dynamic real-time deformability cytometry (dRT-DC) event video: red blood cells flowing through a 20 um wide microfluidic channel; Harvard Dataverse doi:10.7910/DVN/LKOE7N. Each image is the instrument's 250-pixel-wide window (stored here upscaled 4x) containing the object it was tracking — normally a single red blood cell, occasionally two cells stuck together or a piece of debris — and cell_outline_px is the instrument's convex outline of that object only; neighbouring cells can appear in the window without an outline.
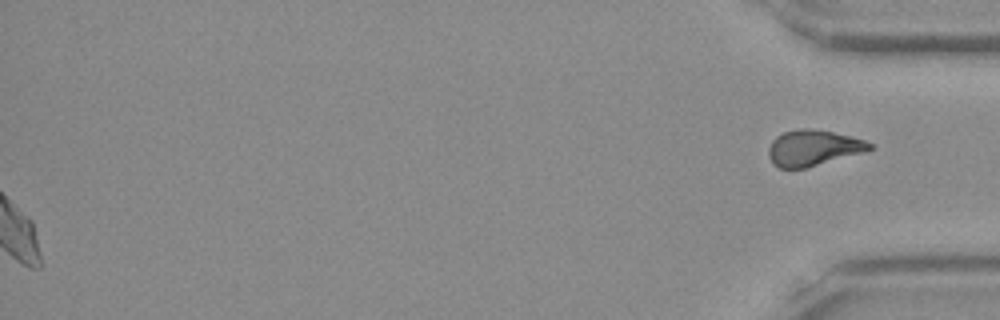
{"species": "Egyptian fruit bat (a non-hibernating species)", "species_latin": "Rousettus aegyptiacus", "temperature_condition": "room temperature", "stored_images_in_passage": 51, "segment_of_instrument_passage": [2, 2], "camera_frame_rate_fps": 3000, "um_per_image_px": 0.085, "frame": {"image": 1, "passage_image": 51, "time_ms": 16.667, "image_size_px": [1000, 320], "cell_outline_px": [[872, 148], [864, 152], [804, 168], [780, 168], [772, 164], [768, 156], [768, 148], [772, 140], [776, 136], [784, 132], [800, 128], [812, 128], [832, 132], [864, 140], [872, 144]], "centroid_in_image_um": [69.07, 12.57], "position_along_channel_um": 366.1, "area_um2": 20.92}}